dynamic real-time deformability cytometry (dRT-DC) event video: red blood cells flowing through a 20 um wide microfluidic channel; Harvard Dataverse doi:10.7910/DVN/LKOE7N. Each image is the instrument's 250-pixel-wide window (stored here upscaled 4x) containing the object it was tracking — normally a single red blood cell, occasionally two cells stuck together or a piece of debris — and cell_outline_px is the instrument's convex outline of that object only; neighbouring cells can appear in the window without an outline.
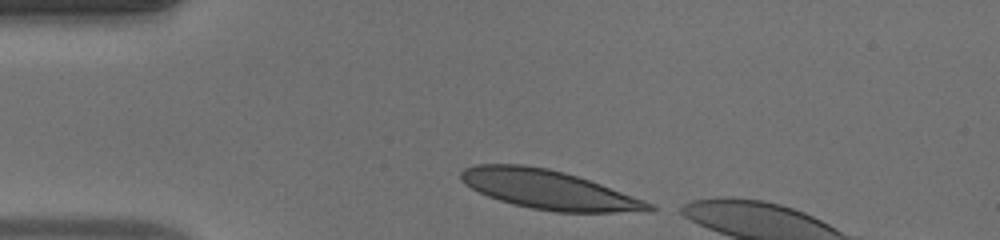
{"species": "human", "species_latin": "Homo sapiens", "temperature_condition": "warm", "stored_images_in_passage": 5, "camera_frame_rate_fps": 3000, "um_per_image_px": 0.085, "donor": {"sex": "male"}, "frame": {"image": 1, "passage_image": 1, "time_ms": 0.0, "image_size_px": [1000, 240], "cell_outline_px": [[656, 208], [612, 212], [556, 212], [532, 208], [500, 200], [488, 196], [472, 188], [460, 176], [460, 172], [464, 168], [480, 164], [520, 164], [548, 168], [564, 172], [600, 184], [652, 204]], "centroid_in_image_um": [46.55, 16.1], "position_along_channel_um": 38.5, "area_um2": 41.38}}